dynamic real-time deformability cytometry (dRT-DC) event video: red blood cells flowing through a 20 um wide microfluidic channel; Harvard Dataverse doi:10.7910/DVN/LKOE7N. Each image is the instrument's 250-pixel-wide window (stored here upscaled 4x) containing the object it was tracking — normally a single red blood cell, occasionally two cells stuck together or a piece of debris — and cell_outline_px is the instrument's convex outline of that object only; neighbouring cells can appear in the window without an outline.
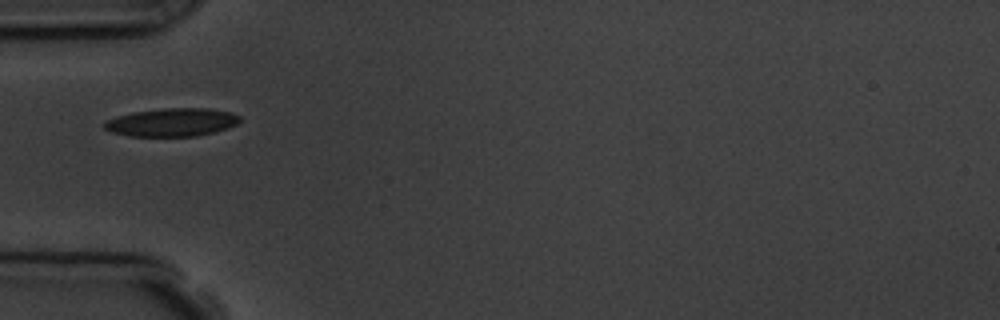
{"species": "common noctule bat (a hibernating species)", "species_latin": "Nyctalus noctula", "temperature_condition": "room temperature", "stored_images_in_passage": 5, "camera_frame_rate_fps": 3000, "um_per_image_px": 0.085, "animal": {"sex": "male", "body_mass_g": 19.5, "forearm_length_mm": 54.6}, "frame": {"image": 1, "passage_image": 4, "time_ms": 3.667, "image_size_px": [1000, 320], "cell_outline_px": [[240, 120], [236, 124], [228, 128], [196, 136], [128, 136], [112, 132], [104, 128], [100, 124], [104, 120], [116, 116], [132, 112], [160, 108], [212, 108], [232, 112], [240, 116]], "centroid_in_image_um": [14.57, 10.38], "position_along_channel_um": 70.4, "area_um2": 22.54}}